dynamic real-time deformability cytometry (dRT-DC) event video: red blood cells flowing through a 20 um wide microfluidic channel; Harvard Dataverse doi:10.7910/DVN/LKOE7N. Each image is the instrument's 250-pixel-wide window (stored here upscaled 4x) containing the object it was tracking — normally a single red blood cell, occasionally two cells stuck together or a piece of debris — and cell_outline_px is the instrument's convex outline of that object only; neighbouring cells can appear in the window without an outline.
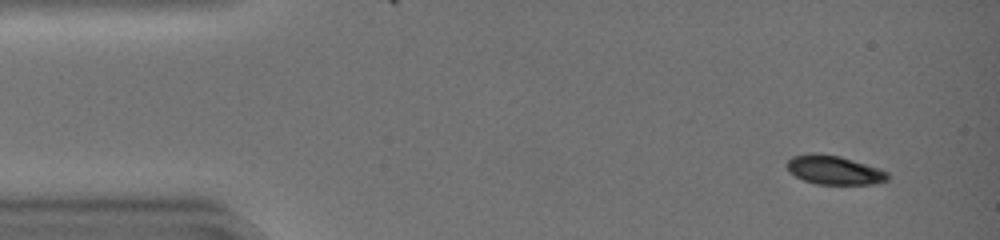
{"species": "common noctule bat (a hibernating species)", "species_latin": "Nyctalus noctula", "temperature_condition": "warm", "stored_images_in_passage": 47, "camera_frame_rate_fps": 3000, "um_per_image_px": 0.085, "animal": {"sex": "female", "body_mass_g": 19.0, "forearm_length_mm": 51.5}, "frame": {"image": 1, "passage_image": 4, "time_ms": 1.0, "image_size_px": [1000, 240], "cell_outline_px": [[888, 180], [868, 184], [820, 184], [804, 180], [796, 176], [788, 168], [788, 160], [796, 156], [840, 156], [884, 172], [888, 176]], "centroid_in_image_um": [70.9, 14.51], "position_along_channel_um": 14.1, "area_um2": 15.49}}
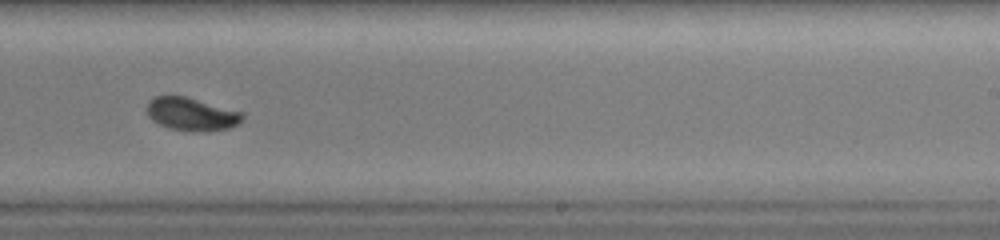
{"frame": {"image": 2, "passage_image": 30, "time_ms": 9.667, "image_size_px": [1000, 240], "cell_outline_px": [[244, 120], [240, 124], [228, 128], [204, 132], [192, 132], [172, 128], [160, 124], [152, 120], [148, 116], [148, 104], [152, 96], [188, 96], [244, 112]], "centroid_in_image_um": [16.35, 9.69], "position_along_channel_um": 272.7, "area_um2": 18.67}}
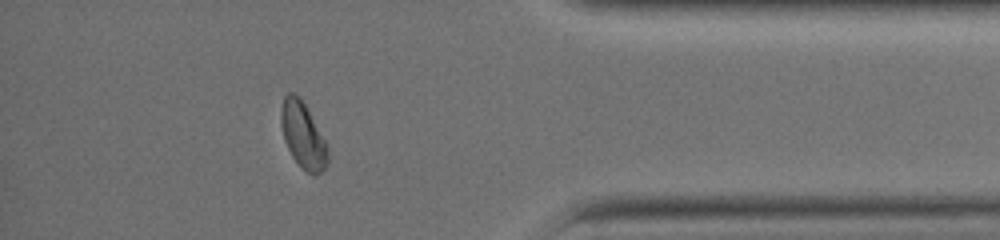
{"frame": {"image": 3, "passage_image": 41, "time_ms": 13.333, "image_size_px": [1000, 240], "cell_outline_px": [[328, 164], [316, 176], [312, 176], [292, 156], [284, 140], [280, 124], [280, 108], [284, 96], [288, 92], [296, 92], [300, 96], [324, 140], [328, 148]], "centroid_in_image_um": [25.72, 11.46], "position_along_channel_um": 409.5, "area_um2": 17.86}, "authors_computed_cell_mechanics": {"area_um2": 18.6116, "velocity_mm_per_s": 4.1733, "shape_relaxation_time_tau1_ms": 4.2102, "shape_relaxation_time_tau2_ms": 0.9684, "deformation_change_tau1": 0.1587, "deformation_change_tau2": 0.0378}}